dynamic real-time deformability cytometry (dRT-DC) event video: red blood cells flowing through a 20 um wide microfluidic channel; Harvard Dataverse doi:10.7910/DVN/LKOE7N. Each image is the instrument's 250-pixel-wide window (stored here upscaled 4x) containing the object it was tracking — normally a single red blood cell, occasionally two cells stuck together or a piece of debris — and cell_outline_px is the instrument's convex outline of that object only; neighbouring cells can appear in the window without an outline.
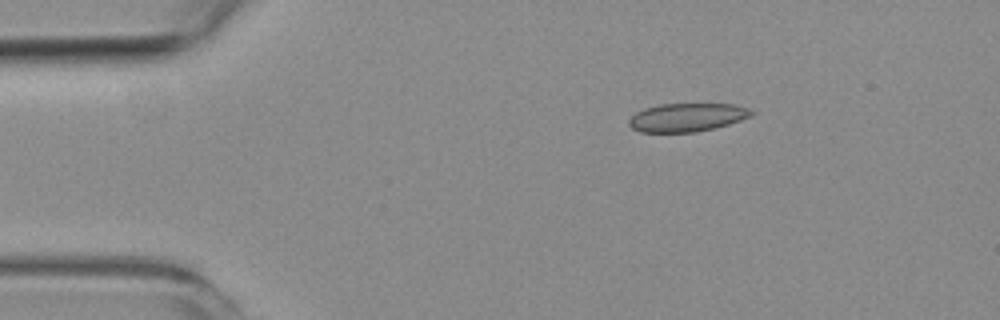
{"species": "common noctule bat (a hibernating species)", "species_latin": "Nyctalus noctula", "temperature_condition": "room temperature", "stored_images_in_passage": 5, "camera_frame_rate_fps": 3000, "um_per_image_px": 0.085, "animal": {"sex": "female", "body_mass_g": 19.3, "forearm_length_mm": 54.1}, "frame": {"image": 1, "passage_image": 3, "time_ms": 2.333, "image_size_px": [1000, 320], "cell_outline_px": [[756, 112], [752, 116], [716, 128], [696, 132], [640, 132], [632, 128], [628, 124], [628, 120], [636, 112], [644, 108], [660, 104], [736, 104], [748, 108]], "centroid_in_image_um": [58.41, 9.97], "position_along_channel_um": 26.6, "area_um2": 20.4}}
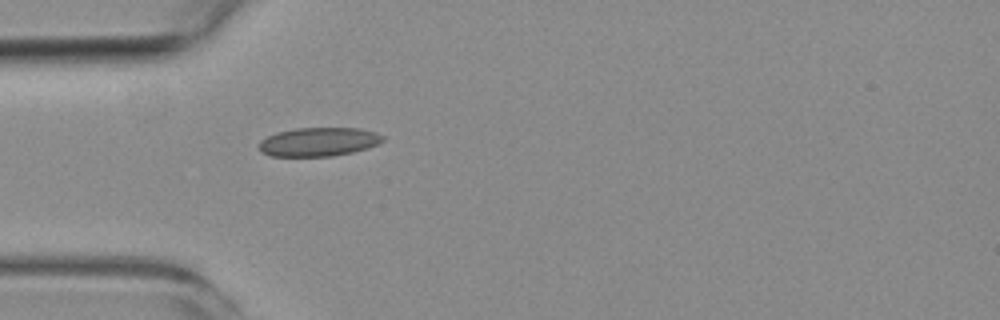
{"frame": {"image": 2, "passage_image": 5, "time_ms": 4.667, "image_size_px": [1000, 320], "cell_outline_px": [[384, 140], [368, 148], [352, 152], [332, 156], [272, 156], [260, 152], [260, 140], [276, 132], [296, 128], [360, 128], [376, 132], [384, 136]], "centroid_in_image_um": [27.09, 12.05], "position_along_channel_um": 57.9, "area_um2": 20.75}}